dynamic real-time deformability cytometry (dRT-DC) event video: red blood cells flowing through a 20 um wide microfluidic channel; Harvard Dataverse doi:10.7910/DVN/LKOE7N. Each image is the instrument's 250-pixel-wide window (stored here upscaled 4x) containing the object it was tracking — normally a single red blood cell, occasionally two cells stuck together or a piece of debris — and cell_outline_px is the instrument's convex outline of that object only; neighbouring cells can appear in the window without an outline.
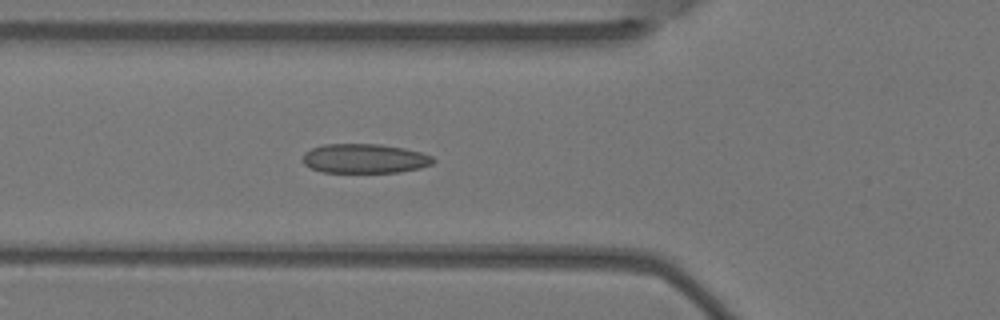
{"species": "Egyptian fruit bat (a non-hibernating species)", "species_latin": "Rousettus aegyptiacus", "temperature_condition": "warm", "stored_images_in_passage": 6, "camera_frame_rate_fps": 3000, "um_per_image_px": 0.085, "animal": {"sex": "female"}, "frame": {"image": 1, "passage_image": 6, "time_ms": 1.667, "image_size_px": [1000, 320], "cell_outline_px": [[436, 160], [432, 164], [420, 168], [400, 172], [324, 172], [312, 168], [304, 164], [304, 152], [312, 148], [324, 144], [380, 144], [404, 148], [420, 152], [432, 156]], "centroid_in_image_um": [31.02, 13.47], "position_along_channel_um": 94.8, "area_um2": 22.25}}